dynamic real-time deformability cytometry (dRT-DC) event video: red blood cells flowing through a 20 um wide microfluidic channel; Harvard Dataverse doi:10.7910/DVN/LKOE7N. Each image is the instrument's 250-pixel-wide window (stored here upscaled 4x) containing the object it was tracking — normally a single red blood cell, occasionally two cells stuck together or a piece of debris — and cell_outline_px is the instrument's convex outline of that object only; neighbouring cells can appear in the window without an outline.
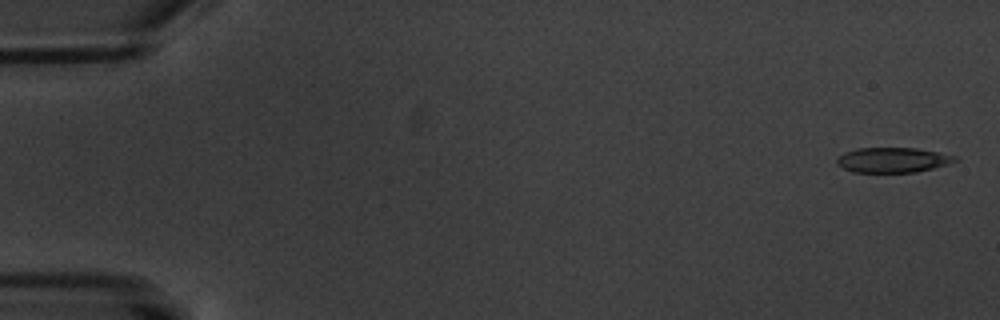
{"species": "common noctule bat (a hibernating species)", "species_latin": "Nyctalus noctula", "temperature_condition": "warm", "stored_images_in_passage": 5, "camera_frame_rate_fps": 3000, "um_per_image_px": 0.085, "animal": {"sex": "male", "body_mass_g": 20.1, "forearm_length_mm": 53.5}, "frame": {"image": 1, "passage_image": 1, "time_ms": 0.0, "image_size_px": [1000, 320], "cell_outline_px": [[960, 160], [948, 164], [916, 172], [852, 172], [836, 164], [836, 160], [844, 152], [856, 148], [916, 148], [956, 156]], "centroid_in_image_um": [75.87, 13.6], "position_along_channel_um": 9.1, "area_um2": 17.17}}
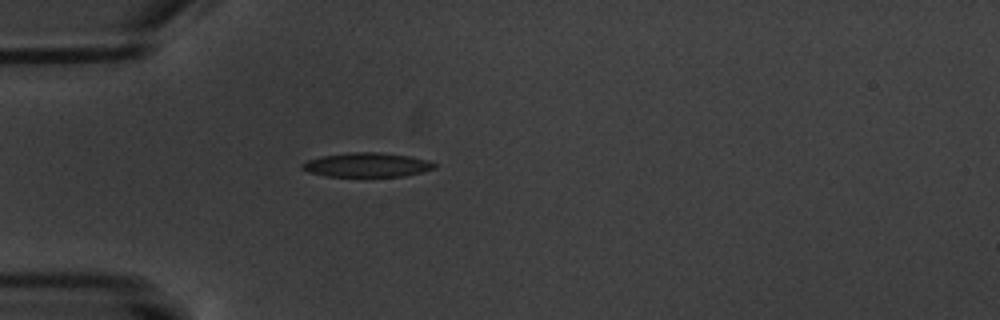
{"frame": {"image": 2, "passage_image": 5, "time_ms": 5.333, "image_size_px": [1000, 320], "cell_outline_px": [[436, 168], [424, 172], [404, 176], [324, 176], [308, 172], [300, 168], [300, 164], [308, 160], [320, 156], [352, 152], [376, 152], [408, 156], [428, 160], [436, 164]], "centroid_in_image_um": [31.17, 14.02], "position_along_channel_um": 53.8, "area_um2": 18.73}}